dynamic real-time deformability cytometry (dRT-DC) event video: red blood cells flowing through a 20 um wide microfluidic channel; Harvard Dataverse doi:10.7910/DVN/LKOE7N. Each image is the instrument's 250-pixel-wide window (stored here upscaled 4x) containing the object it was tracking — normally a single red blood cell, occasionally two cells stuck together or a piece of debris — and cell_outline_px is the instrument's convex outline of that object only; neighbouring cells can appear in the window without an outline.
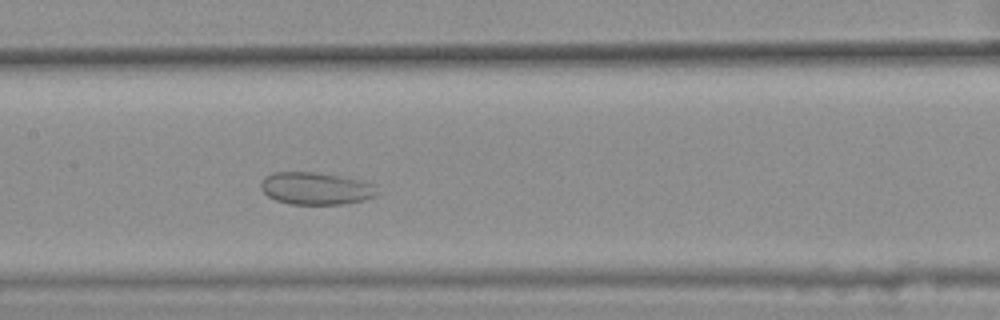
{"species": "common noctule bat (a hibernating species)", "species_latin": "Nyctalus noctula", "temperature_condition": "warm", "stored_images_in_passage": 45, "camera_frame_rate_fps": 3000, "um_per_image_px": 0.085, "animal": {"sex": "female", "body_mass_g": 25.1}, "frame": {"image": 1, "passage_image": 24, "time_ms": 7.667, "image_size_px": [1000, 320], "cell_outline_px": [[380, 192], [376, 196], [364, 200], [344, 204], [288, 204], [276, 200], [268, 196], [260, 188], [260, 184], [264, 176], [272, 172], [316, 172], [364, 180], [376, 184]], "centroid_in_image_um": [26.89, 16.01], "position_along_channel_um": 180.5, "area_um2": 22.37}}
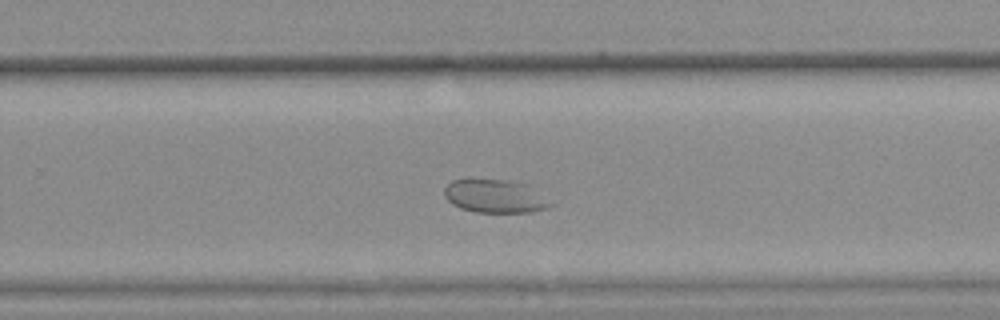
{"frame": {"image": 2, "passage_image": 33, "time_ms": 10.667, "image_size_px": [1000, 320], "cell_outline_px": [[556, 204], [548, 208], [532, 212], [476, 212], [460, 208], [452, 204], [444, 196], [444, 188], [452, 180], [508, 180], [524, 184], [532, 188]], "centroid_in_image_um": [42.09, 16.7], "position_along_channel_um": 287.7, "area_um2": 20.46}}
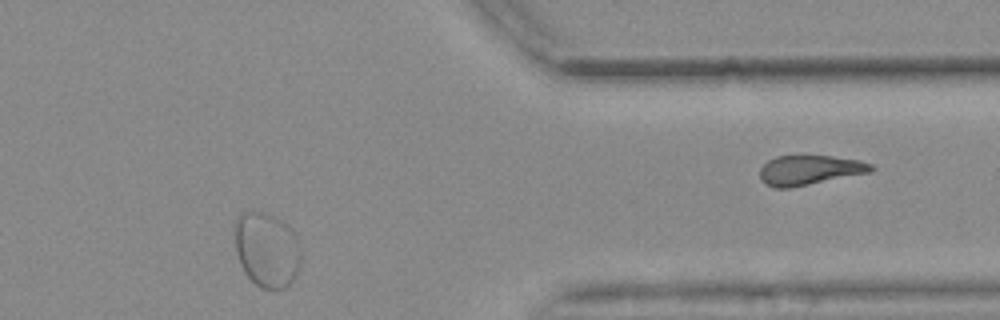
{"frame": {"image": 3, "passage_image": 43, "time_ms": 14.0, "image_size_px": [1000, 320], "cell_outline_px": [[300, 264], [296, 276], [284, 288], [260, 288], [244, 272], [240, 264], [236, 252], [236, 216], [240, 212], [248, 208], [252, 208], [276, 216], [292, 228], [296, 236], [300, 248]], "centroid_in_image_um": [22.67, 21.15], "position_along_channel_um": 388.7, "area_um2": 29.3}}